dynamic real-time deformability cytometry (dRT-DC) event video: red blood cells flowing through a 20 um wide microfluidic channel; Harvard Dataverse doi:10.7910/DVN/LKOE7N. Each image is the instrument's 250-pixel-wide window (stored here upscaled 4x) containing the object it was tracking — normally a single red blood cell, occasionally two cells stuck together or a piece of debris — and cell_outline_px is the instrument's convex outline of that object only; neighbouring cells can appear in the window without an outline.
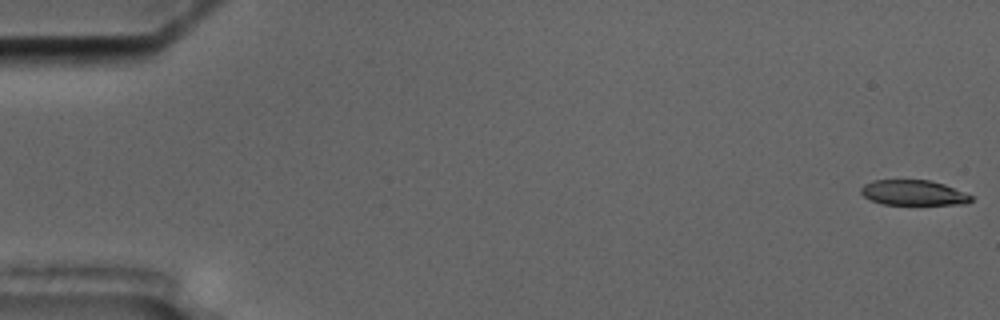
{"species": "common noctule bat (a hibernating species)", "species_latin": "Nyctalus noctula", "temperature_condition": "cold", "stored_images_in_passage": 5, "camera_frame_rate_fps": 3000, "um_per_image_px": 0.085, "animal": {"sex": "male", "body_mass_g": 17.5, "forearm_length_mm": 52.3}, "frame": {"image": 1, "passage_image": 1, "time_ms": 0.0, "image_size_px": [1000, 320], "cell_outline_px": [[972, 200], [968, 204], [884, 204], [872, 200], [864, 196], [860, 192], [860, 188], [864, 184], [872, 180], [928, 180], [944, 184], [964, 192], [972, 196]], "centroid_in_image_um": [77.64, 16.38], "position_along_channel_um": 7.4, "area_um2": 16.07}}
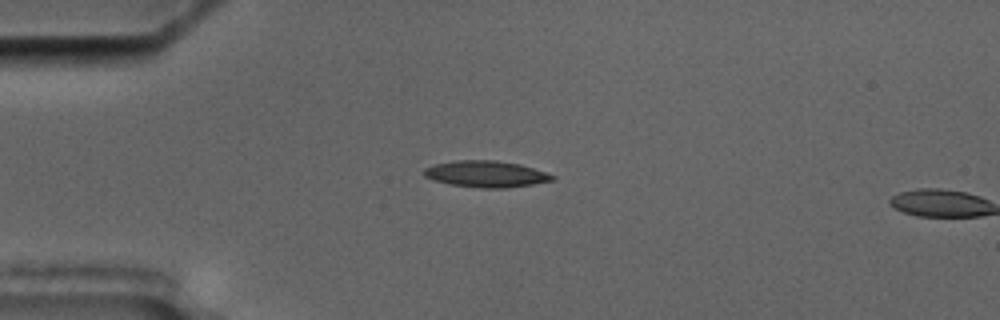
{"frame": {"image": 2, "passage_image": 4, "time_ms": 4.667, "image_size_px": [1000, 320], "cell_outline_px": [[556, 180], [532, 184], [504, 188], [480, 188], [448, 184], [424, 176], [424, 168], [436, 164], [456, 160], [496, 160], [520, 164], [556, 176]], "centroid_in_image_um": [41.32, 14.79], "position_along_channel_um": 43.7, "area_um2": 19.65}}